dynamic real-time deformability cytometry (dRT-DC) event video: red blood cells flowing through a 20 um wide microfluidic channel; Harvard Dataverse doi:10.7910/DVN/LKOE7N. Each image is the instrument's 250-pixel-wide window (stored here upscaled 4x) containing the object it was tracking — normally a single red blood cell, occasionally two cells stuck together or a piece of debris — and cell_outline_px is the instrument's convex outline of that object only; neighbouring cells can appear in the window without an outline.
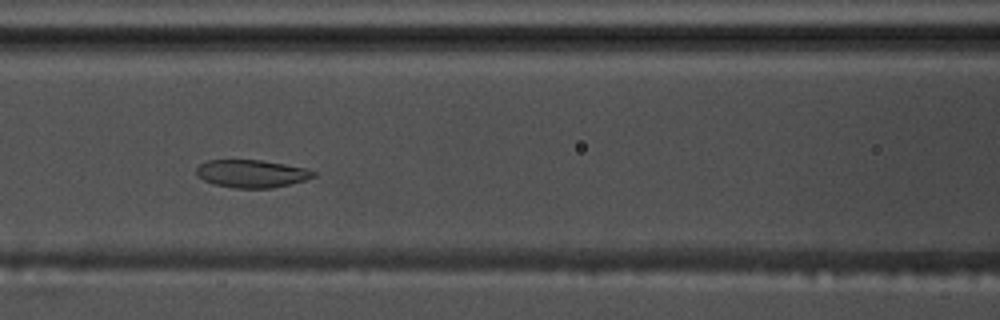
{"species": "common noctule bat (a hibernating species)", "species_latin": "Nyctalus noctula", "temperature_condition": "warm", "stored_images_in_passage": 51, "camera_frame_rate_fps": 3000, "um_per_image_px": 0.085, "animal": {"sex": "male", "body_mass_g": 17.5, "forearm_length_mm": 52.3}, "frame": {"image": 1, "passage_image": 18, "time_ms": 5.667, "image_size_px": [1000, 320], "cell_outline_px": [[316, 176], [304, 180], [272, 188], [236, 188], [216, 184], [204, 180], [196, 176], [196, 168], [200, 164], [208, 160], [260, 160], [284, 164], [304, 168], [316, 172]], "centroid_in_image_um": [21.37, 14.75], "position_along_channel_um": 145.2, "area_um2": 18.73}}
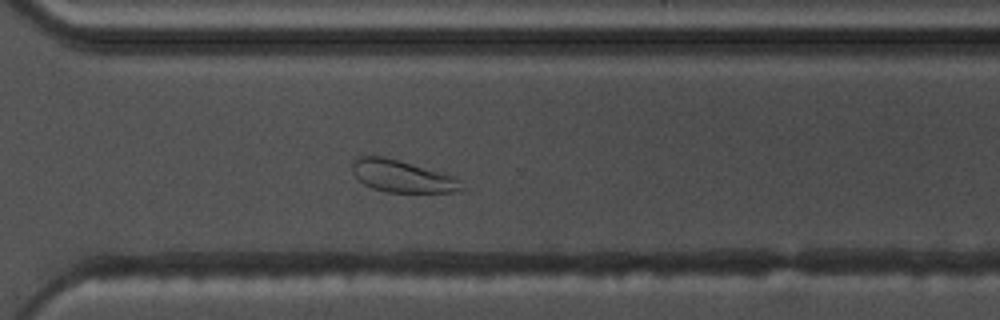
{"frame": {"image": 2, "passage_image": 34, "time_ms": 11.0, "image_size_px": [1000, 320], "cell_outline_px": [[468, 188], [456, 192], [384, 192], [372, 188], [364, 184], [352, 172], [352, 160], [356, 156], [384, 156], [400, 160], [452, 176], [460, 180]], "centroid_in_image_um": [34.18, 14.98], "position_along_channel_um": 336.4, "area_um2": 20.58}}
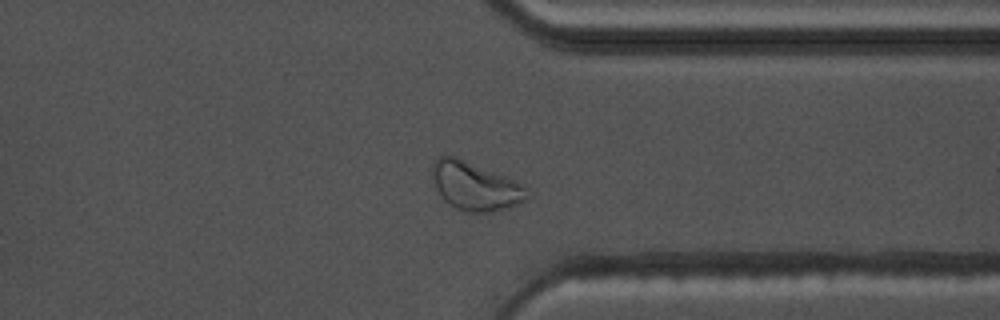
{"frame": {"image": 3, "passage_image": 37, "time_ms": 12.0, "image_size_px": [1000, 320], "cell_outline_px": [[528, 200], [492, 212], [464, 212], [456, 208], [444, 200], [436, 188], [432, 180], [432, 164], [440, 156], [456, 156], [504, 176], [520, 184], [524, 188], [528, 196]], "centroid_in_image_um": [40.33, 15.83], "position_along_channel_um": 371.1, "area_um2": 26.24}, "authors_computed_cell_mechanics": {"area_um2": 22.3686, "velocity_mm_per_s": 3.5933, "shape_relaxation_time_tau1_ms": 6.0917, "shape_relaxation_time_tau2_ms": 3.6141, "deformation_change_tau1": 0.1058, "deformation_change_tau2": 0.0834}}